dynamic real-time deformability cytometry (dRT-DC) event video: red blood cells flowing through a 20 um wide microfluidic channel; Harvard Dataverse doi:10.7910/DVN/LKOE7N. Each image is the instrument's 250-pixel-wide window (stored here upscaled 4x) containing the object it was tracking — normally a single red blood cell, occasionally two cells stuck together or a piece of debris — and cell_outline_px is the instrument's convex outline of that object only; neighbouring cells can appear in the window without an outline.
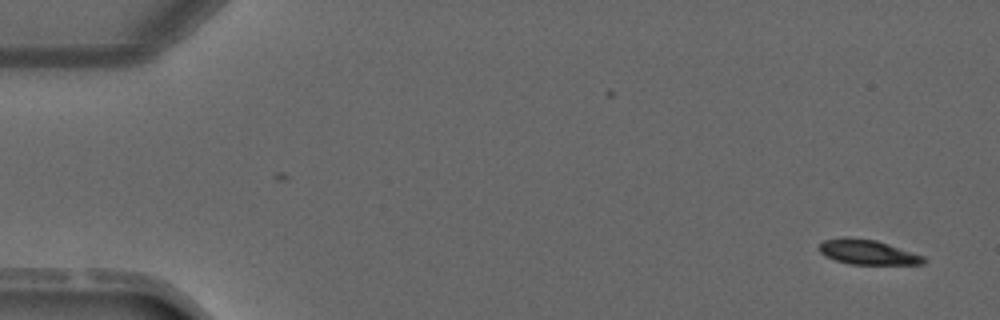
{"species": "common noctule bat (a hibernating species)", "species_latin": "Nyctalus noctula", "temperature_condition": "warm", "stored_images_in_passage": 2, "camera_frame_rate_fps": 3000, "um_per_image_px": 0.085, "animal": {"sex": "male", "forearm_length_mm": 52.5}, "frame": {"image": 1, "passage_image": 2, "time_ms": 1.0, "image_size_px": [1000, 320], "cell_outline_px": [[924, 264], [848, 264], [824, 256], [820, 252], [820, 244], [824, 240], [844, 236], [876, 240], [924, 256]], "centroid_in_image_um": [73.71, 21.42], "position_along_channel_um": 11.3, "area_um2": 14.97}}